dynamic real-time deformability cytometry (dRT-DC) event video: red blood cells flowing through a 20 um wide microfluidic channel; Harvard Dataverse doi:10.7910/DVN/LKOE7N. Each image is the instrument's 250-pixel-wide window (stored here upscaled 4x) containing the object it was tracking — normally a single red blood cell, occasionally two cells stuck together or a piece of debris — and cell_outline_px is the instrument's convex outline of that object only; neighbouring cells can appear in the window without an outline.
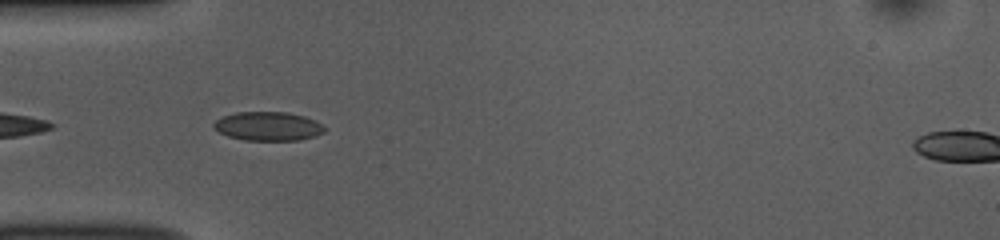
{"species": "common noctule bat (a hibernating species)", "species_latin": "Nyctalus noctula", "temperature_condition": "room temperature", "stored_images_in_passage": 10, "camera_frame_rate_fps": 3000, "um_per_image_px": 0.085, "animal": {"sex": "female", "body_mass_g": 10.0, "forearm_length_mm": 53.1}, "frame": {"image": 1, "passage_image": 1, "time_ms": 0.0, "image_size_px": [1000, 240], "cell_outline_px": [[324, 132], [316, 136], [296, 140], [244, 140], [228, 136], [212, 128], [212, 124], [216, 120], [224, 116], [236, 112], [288, 112], [304, 116], [320, 124], [324, 128]], "centroid_in_image_um": [22.74, 10.73], "position_along_channel_um": 62.3, "area_um2": 18.5}}